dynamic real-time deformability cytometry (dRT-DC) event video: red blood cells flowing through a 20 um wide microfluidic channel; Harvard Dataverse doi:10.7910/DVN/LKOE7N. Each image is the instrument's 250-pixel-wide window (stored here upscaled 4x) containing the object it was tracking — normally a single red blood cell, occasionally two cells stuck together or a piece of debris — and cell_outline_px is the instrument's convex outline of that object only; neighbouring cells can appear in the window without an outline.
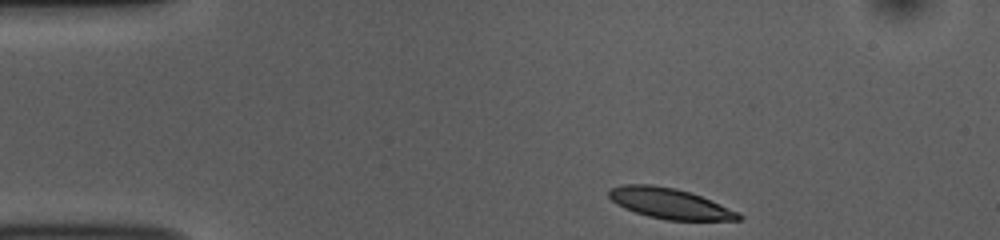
{"species": "common noctule bat (a hibernating species)", "species_latin": "Nyctalus noctula", "temperature_condition": "room temperature", "stored_images_in_passage": 45, "camera_frame_rate_fps": 3000, "um_per_image_px": 0.085, "animal": {"sex": "female", "body_mass_g": 10.0, "forearm_length_mm": 53.1}, "frame": {"image": 1, "passage_image": 1, "time_ms": 0.0, "image_size_px": [1000, 240], "cell_outline_px": [[744, 216], [740, 220], [668, 220], [648, 216], [624, 208], [616, 204], [608, 196], [608, 192], [612, 188], [620, 184], [652, 184], [676, 188], [700, 196], [740, 212]], "centroid_in_image_um": [56.93, 17.29], "position_along_channel_um": 28.1, "area_um2": 23.0}}
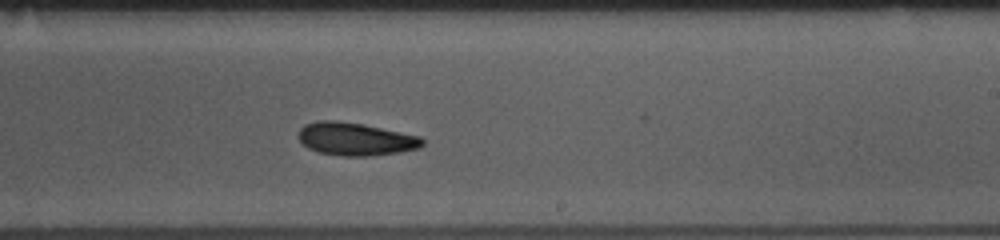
{"frame": {"image": 2, "passage_image": 24, "time_ms": 7.667, "image_size_px": [1000, 240], "cell_outline_px": [[424, 144], [420, 148], [400, 152], [368, 156], [340, 156], [320, 152], [308, 148], [300, 140], [300, 128], [304, 124], [320, 120], [336, 120], [364, 124], [420, 136], [424, 140]], "centroid_in_image_um": [30.25, 11.81], "position_along_channel_um": 258.8, "area_um2": 23.76}}
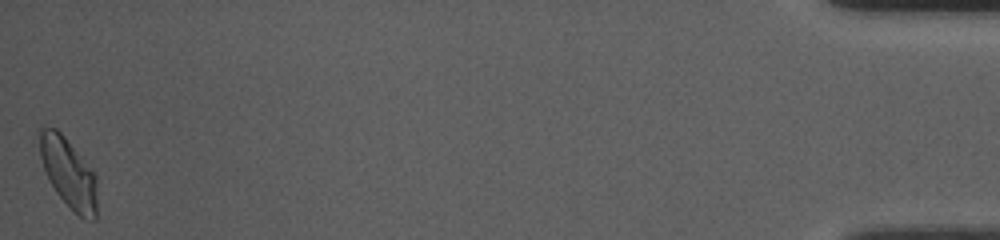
{"frame": {"image": 3, "passage_image": 45, "time_ms": 14.667, "image_size_px": [1000, 240], "cell_outline_px": [[96, 220], [92, 220], [80, 216], [56, 192], [48, 180], [40, 156], [36, 132], [36, 128], [56, 128], [64, 136], [96, 176]], "centroid_in_image_um": [5.77, 14.64], "position_along_channel_um": 429.4, "area_um2": 23.06}, "authors_computed_cell_mechanics": {"area_um2": 23.3512, "velocity_mm_per_s": 3.7655, "shape_relaxation_time_tau1_ms": 4.1455, "shape_relaxation_time_tau2_ms": 6.0265, "deformation_change_tau1": 0.1264, "deformation_change_tau2": 0.1308}}